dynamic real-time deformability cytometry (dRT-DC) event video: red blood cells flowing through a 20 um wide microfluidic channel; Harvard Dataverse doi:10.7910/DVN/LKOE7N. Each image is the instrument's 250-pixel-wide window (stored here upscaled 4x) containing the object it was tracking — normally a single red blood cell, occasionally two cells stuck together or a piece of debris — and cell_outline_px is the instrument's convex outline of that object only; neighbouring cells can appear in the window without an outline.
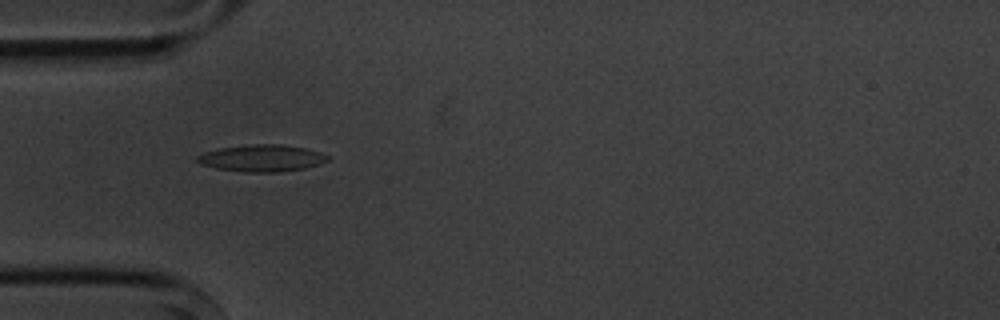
{"species": "common noctule bat (a hibernating species)", "species_latin": "Nyctalus noctula", "temperature_condition": "cold", "stored_images_in_passage": 5, "camera_frame_rate_fps": 3000, "um_per_image_px": 0.085, "animal": {"sex": "male", "body_mass_g": 20.1, "forearm_length_mm": 53.5}, "frame": {"image": 1, "passage_image": 4, "time_ms": 3.667, "image_size_px": [1000, 320], "cell_outline_px": [[328, 160], [320, 164], [304, 168], [280, 172], [244, 172], [216, 168], [200, 164], [196, 160], [196, 156], [204, 152], [220, 148], [248, 144], [280, 144], [304, 148], [320, 152], [328, 156]], "centroid_in_image_um": [22.23, 13.44], "position_along_channel_um": 62.8, "area_um2": 20.4}}
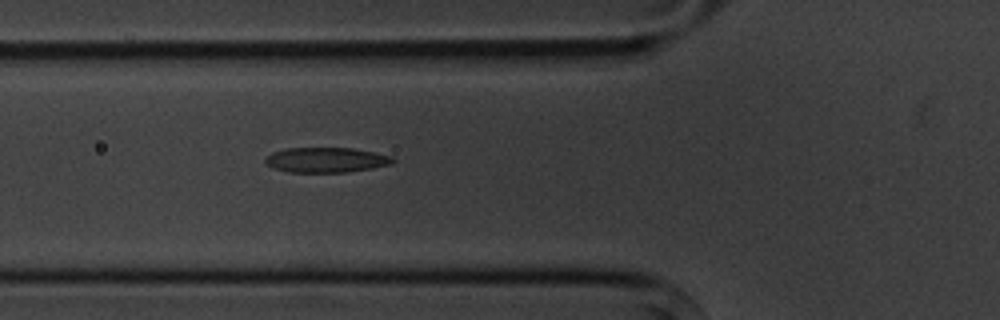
{"frame": {"image": 2, "passage_image": 5, "time_ms": 4.667, "image_size_px": [1000, 320], "cell_outline_px": [[396, 160], [392, 164], [372, 168], [348, 172], [288, 172], [272, 168], [264, 160], [272, 152], [288, 148], [352, 148], [392, 156]], "centroid_in_image_um": [27.73, 13.6], "position_along_channel_um": 98.1, "area_um2": 18.55}}